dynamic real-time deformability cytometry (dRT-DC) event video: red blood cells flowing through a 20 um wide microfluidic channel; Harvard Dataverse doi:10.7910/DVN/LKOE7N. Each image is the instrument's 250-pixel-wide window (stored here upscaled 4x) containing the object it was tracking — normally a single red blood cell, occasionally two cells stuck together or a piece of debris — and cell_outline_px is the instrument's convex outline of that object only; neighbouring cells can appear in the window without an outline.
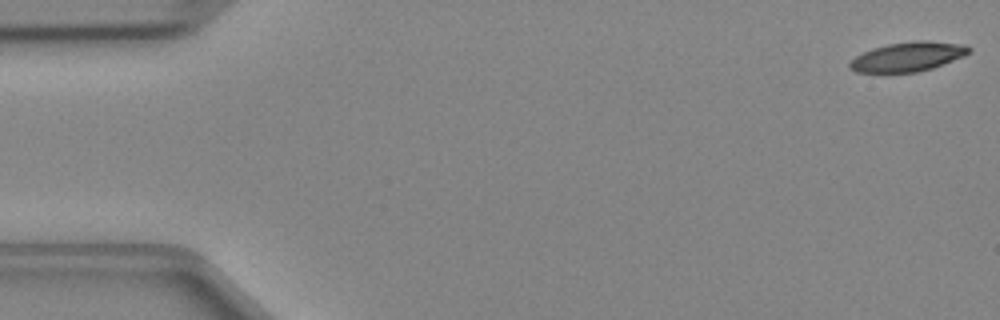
{"species": "Egyptian fruit bat (a non-hibernating species)", "species_latin": "Rousettus aegyptiacus", "temperature_condition": "cold", "stored_images_in_passage": 47, "camera_frame_rate_fps": 3000, "um_per_image_px": 0.085, "animal": {"sex": "female"}, "frame": {"image": 1, "passage_image": 1, "time_ms": 0.0, "image_size_px": [1000, 320], "cell_outline_px": [[972, 48], [964, 56], [932, 68], [916, 72], [856, 72], [848, 68], [848, 64], [856, 56], [872, 48], [888, 44], [916, 40], [928, 40], [964, 44]], "centroid_in_image_um": [77.17, 4.81], "position_along_channel_um": 7.8, "area_um2": 20.35}}
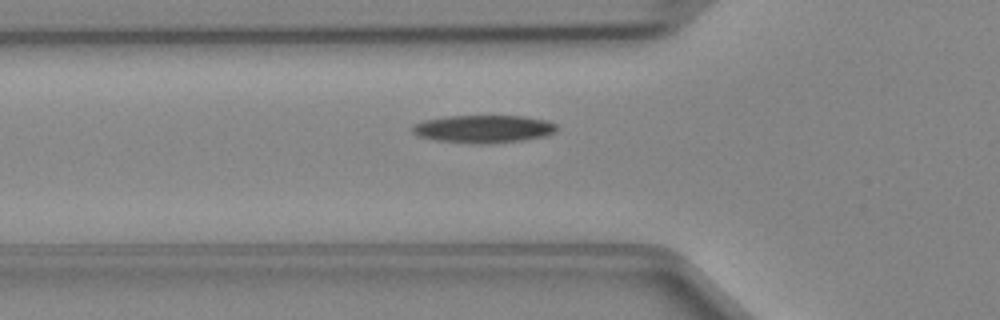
{"frame": {"image": 2, "passage_image": 16, "time_ms": 5.0, "image_size_px": [1000, 320], "cell_outline_px": [[560, 128], [556, 132], [544, 136], [524, 140], [484, 144], [476, 144], [436, 140], [420, 136], [412, 132], [412, 124], [424, 120], [448, 116], [524, 116], [544, 120], [556, 124]], "centroid_in_image_um": [41.11, 10.96], "position_along_channel_um": 84.7, "area_um2": 23.41}}
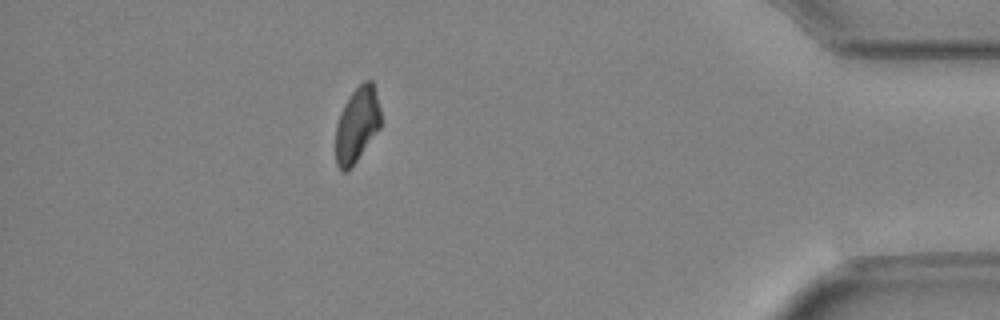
{"frame": {"image": 3, "passage_image": 42, "time_ms": 13.667, "image_size_px": [1000, 320], "cell_outline_px": [[380, 128], [352, 168], [348, 172], [340, 172], [336, 164], [336, 124], [340, 112], [344, 104], [352, 92], [364, 80], [372, 80], [380, 108]], "centroid_in_image_um": [30.33, 10.65], "position_along_channel_um": 404.9, "area_um2": 19.94}}